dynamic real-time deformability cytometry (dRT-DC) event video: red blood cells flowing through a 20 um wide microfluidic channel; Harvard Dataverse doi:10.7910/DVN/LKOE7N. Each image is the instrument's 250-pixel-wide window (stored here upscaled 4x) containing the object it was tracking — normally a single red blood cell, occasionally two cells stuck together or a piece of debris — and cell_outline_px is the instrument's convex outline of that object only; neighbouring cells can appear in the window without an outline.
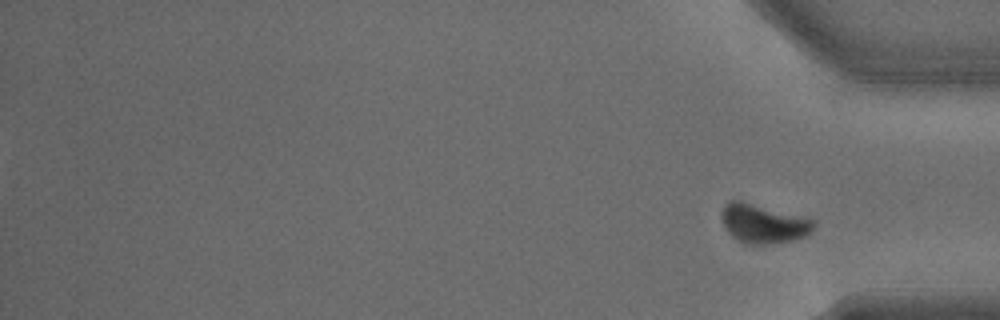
{"species": "common noctule bat (a hibernating species)", "species_latin": "Nyctalus noctula", "temperature_condition": "warm", "stored_images_in_passage": 36, "segment_of_instrument_passage": [2, 2], "camera_frame_rate_fps": 3000, "um_per_image_px": 0.085, "animal": {"sex": "male", "body_mass_g": 15.6}, "frame": {"image": 1, "passage_image": 36, "time_ms": 11.667, "image_size_px": [1000, 320], "cell_outline_px": [[816, 228], [804, 236], [792, 240], [772, 244], [748, 244], [732, 236], [728, 232], [720, 216], [724, 204], [728, 200], [740, 200], [816, 220]], "centroid_in_image_um": [64.88, 19.0], "position_along_channel_um": 370.3, "area_um2": 20.92}}